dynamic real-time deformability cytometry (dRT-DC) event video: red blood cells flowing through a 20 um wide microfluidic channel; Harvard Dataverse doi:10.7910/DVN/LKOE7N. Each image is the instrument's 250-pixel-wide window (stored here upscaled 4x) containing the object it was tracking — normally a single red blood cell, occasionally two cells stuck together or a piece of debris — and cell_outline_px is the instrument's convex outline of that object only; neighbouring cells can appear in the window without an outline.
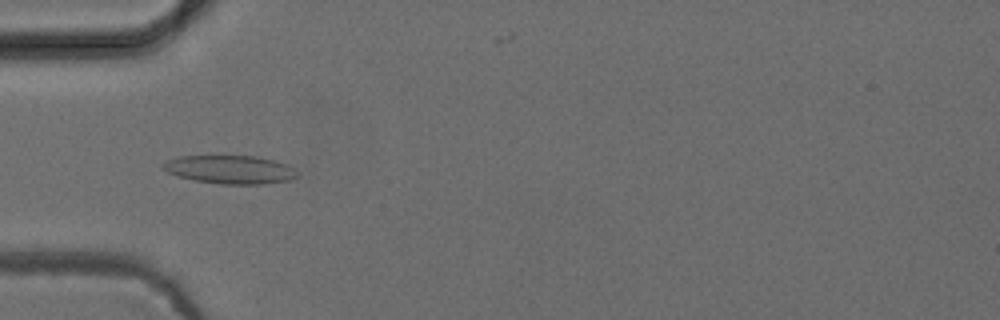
{"species": "common noctule bat (a hibernating species)", "species_latin": "Nyctalus noctula", "temperature_condition": "cold", "stored_images_in_passage": 53, "camera_frame_rate_fps": 3000, "um_per_image_px": 0.085, "animal": {"sex": "female", "body_mass_g": 24.6, "forearm_length_mm": 56.2}, "frame": {"image": 1, "passage_image": 17, "time_ms": 5.333, "image_size_px": [1000, 320], "cell_outline_px": [[296, 176], [288, 180], [264, 184], [220, 184], [192, 180], [176, 176], [168, 172], [160, 164], [168, 160], [180, 156], [256, 156], [272, 160], [284, 164], [292, 168], [296, 172]], "centroid_in_image_um": [19.49, 14.42], "position_along_channel_um": 65.5, "area_um2": 21.96}}
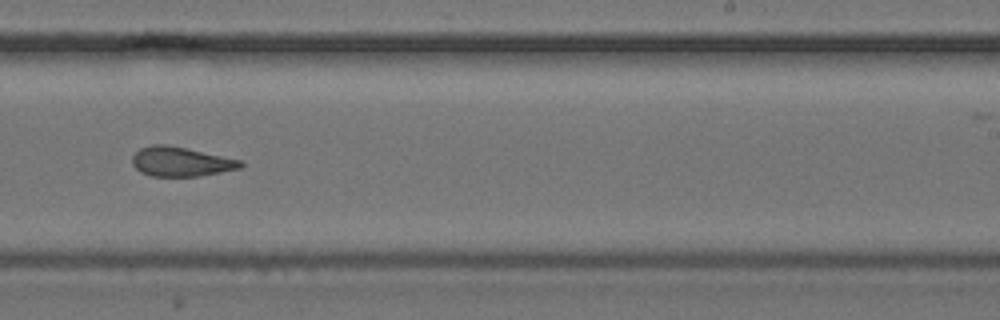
{"frame": {"image": 2, "passage_image": 33, "time_ms": 10.667, "image_size_px": [1000, 320], "cell_outline_px": [[244, 164], [240, 168], [200, 176], [152, 176], [140, 172], [132, 164], [132, 156], [140, 148], [152, 144], [168, 144], [244, 160]], "centroid_in_image_um": [15.39, 13.73], "position_along_channel_um": 273.6, "area_um2": 18.79}}
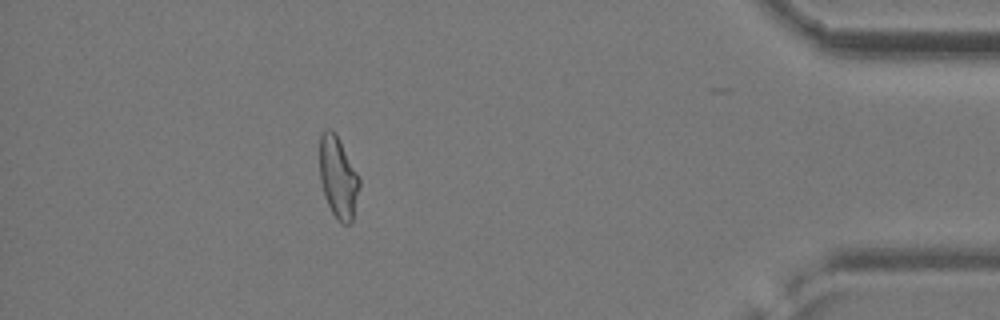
{"frame": {"image": 3, "passage_image": 47, "time_ms": 15.333, "image_size_px": [1000, 320], "cell_outline_px": [[360, 184], [352, 220], [348, 224], [344, 224], [336, 220], [324, 196], [320, 180], [320, 132], [328, 128], [332, 128], [336, 132], [360, 176]], "centroid_in_image_um": [28.74, 15.03], "position_along_channel_um": 406.5, "area_um2": 19.19}, "authors_computed_cell_mechanics": {"area_um2": 19.4208, "velocity_mm_per_s": 3.9118, "shape_relaxation_time_tau1_ms": null, "shape_relaxation_time_tau2_ms": 1.9935, "deformation_change_tau1": null, "deformation_change_tau2": 0.0918}}